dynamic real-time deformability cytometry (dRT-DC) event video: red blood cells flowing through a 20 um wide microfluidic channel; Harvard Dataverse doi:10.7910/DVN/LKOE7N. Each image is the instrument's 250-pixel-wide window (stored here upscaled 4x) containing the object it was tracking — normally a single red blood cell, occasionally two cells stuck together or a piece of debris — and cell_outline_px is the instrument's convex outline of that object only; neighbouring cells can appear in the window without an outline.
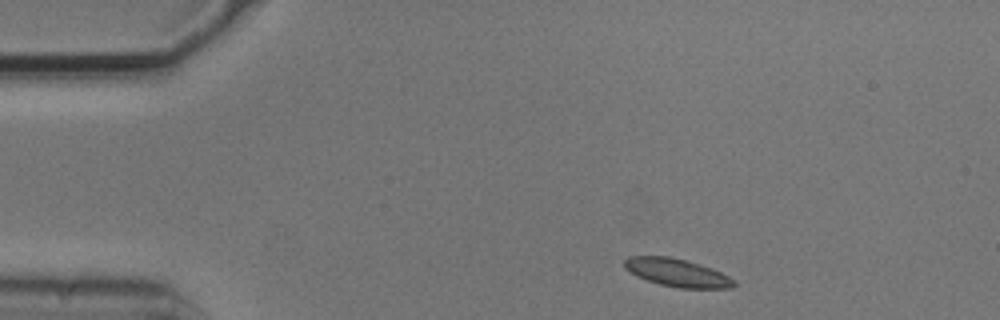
{"species": "common noctule bat (a hibernating species)", "species_latin": "Nyctalus noctula", "temperature_condition": "cold", "stored_images_in_passage": 3, "camera_frame_rate_fps": 3000, "um_per_image_px": 0.085, "animal": {"sex": "male", "body_mass_g": 20.5, "forearm_length_mm": 52.5}, "frame": {"image": 1, "passage_image": 1, "time_ms": 0.0, "image_size_px": [1000, 320], "cell_outline_px": [[736, 284], [732, 288], [680, 288], [660, 284], [636, 276], [624, 268], [624, 260], [628, 256], [668, 256], [688, 260], [712, 268], [736, 280]], "centroid_in_image_um": [57.56, 23.17], "position_along_channel_um": 27.4, "area_um2": 17.92}}